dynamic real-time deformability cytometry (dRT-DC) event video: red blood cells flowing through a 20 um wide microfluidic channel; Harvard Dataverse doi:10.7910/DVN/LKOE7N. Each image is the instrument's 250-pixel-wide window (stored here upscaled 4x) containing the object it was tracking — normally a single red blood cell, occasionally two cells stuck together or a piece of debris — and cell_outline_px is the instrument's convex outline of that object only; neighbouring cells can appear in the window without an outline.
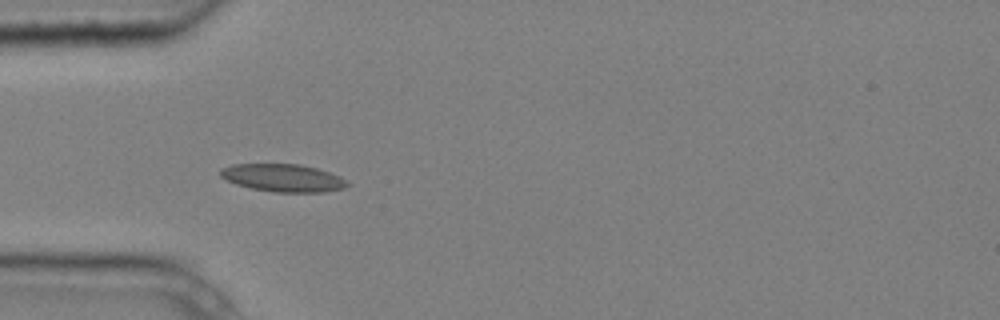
{"species": "common noctule bat (a hibernating species)", "species_latin": "Nyctalus noctula", "temperature_condition": "cold", "stored_images_in_passage": 5, "camera_frame_rate_fps": 3000, "um_per_image_px": 0.085, "animal": {"sex": "male", "body_mass_g": 20.4}, "frame": {"image": 1, "passage_image": 4, "time_ms": 1.0, "image_size_px": [1000, 320], "cell_outline_px": [[352, 184], [344, 188], [324, 192], [272, 192], [252, 188], [236, 184], [220, 176], [220, 168], [232, 164], [300, 164], [316, 168], [340, 176], [348, 180]], "centroid_in_image_um": [24.09, 15.12], "position_along_channel_um": 60.9, "area_um2": 20.58}}
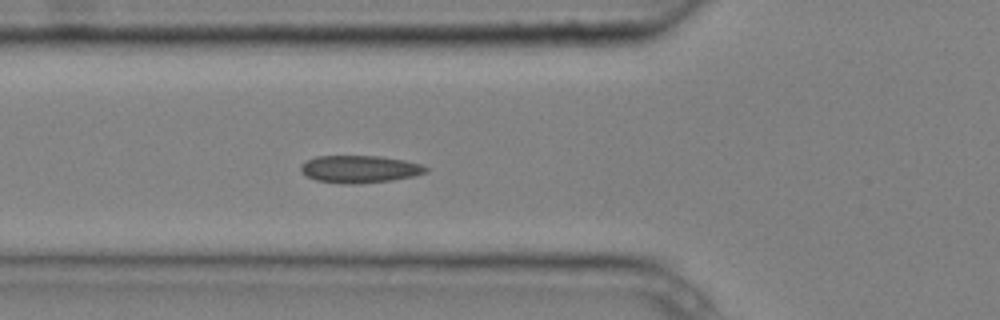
{"frame": {"image": 2, "passage_image": 5, "time_ms": 1.333, "image_size_px": [1000, 320], "cell_outline_px": [[428, 172], [416, 176], [392, 180], [360, 184], [348, 184], [316, 180], [300, 172], [300, 164], [316, 156], [380, 156], [404, 160], [420, 164], [428, 168]], "centroid_in_image_um": [30.58, 14.38], "position_along_channel_um": 95.2, "area_um2": 20.06}}